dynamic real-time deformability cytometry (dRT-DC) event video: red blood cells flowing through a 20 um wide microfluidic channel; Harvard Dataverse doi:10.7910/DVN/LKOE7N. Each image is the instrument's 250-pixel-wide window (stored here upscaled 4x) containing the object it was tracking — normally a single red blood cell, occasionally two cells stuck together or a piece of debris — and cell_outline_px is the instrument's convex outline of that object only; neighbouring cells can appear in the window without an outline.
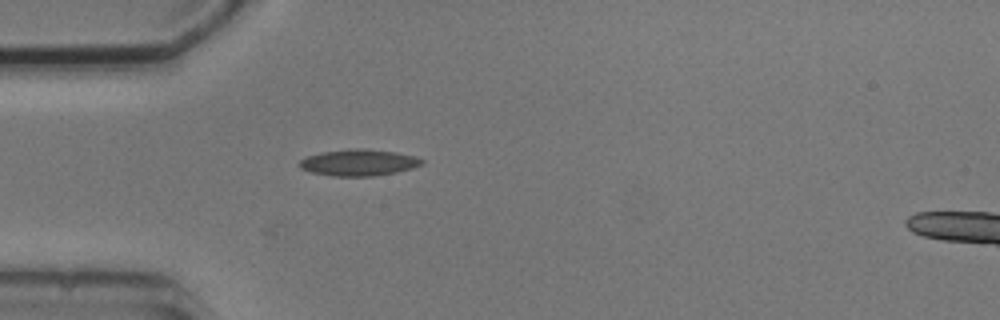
{"species": "common noctule bat (a hibernating species)", "species_latin": "Nyctalus noctula", "temperature_condition": "cold", "stored_images_in_passage": 1, "camera_frame_rate_fps": 3000, "um_per_image_px": 0.085, "animal": {"sex": "male", "body_mass_g": 20.5, "forearm_length_mm": 52.5}, "frame": {"image": 1, "passage_image": 1, "time_ms": 0.0, "image_size_px": [1000, 320], "cell_outline_px": [[424, 164], [412, 168], [396, 172], [376, 176], [332, 176], [312, 172], [300, 168], [296, 164], [300, 160], [308, 156], [324, 152], [356, 148], [364, 148], [396, 152], [412, 156], [424, 160]], "centroid_in_image_um": [30.49, 13.82], "position_along_channel_um": 54.5, "area_um2": 18.79}}